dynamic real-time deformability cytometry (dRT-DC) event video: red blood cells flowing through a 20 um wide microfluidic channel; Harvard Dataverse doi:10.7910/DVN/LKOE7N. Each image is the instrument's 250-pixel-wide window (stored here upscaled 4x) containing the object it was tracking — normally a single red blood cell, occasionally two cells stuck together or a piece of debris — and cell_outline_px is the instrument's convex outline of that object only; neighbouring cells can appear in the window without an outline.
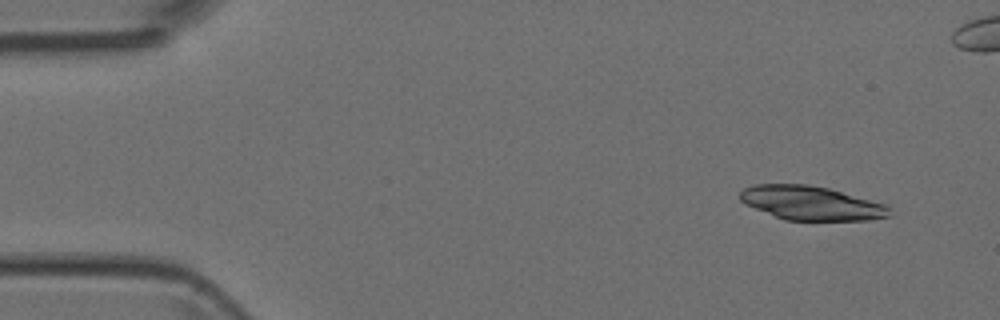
{"species": "Egyptian fruit bat (a non-hibernating species)", "species_latin": "Rousettus aegyptiacus", "temperature_condition": "room temperature", "stored_images_in_passage": 5, "camera_frame_rate_fps": 3000, "um_per_image_px": 0.085, "animal": {"sex": "female"}, "frame": {"image": 1, "passage_image": 1, "time_ms": 0.0, "image_size_px": [1000, 320], "cell_outline_px": [[892, 216], [868, 220], [784, 220], [744, 204], [740, 200], [740, 192], [744, 188], [752, 184], [808, 184], [828, 188], [888, 204], [892, 208]], "centroid_in_image_um": [68.99, 17.26], "position_along_channel_um": 16.0, "area_um2": 29.94}}